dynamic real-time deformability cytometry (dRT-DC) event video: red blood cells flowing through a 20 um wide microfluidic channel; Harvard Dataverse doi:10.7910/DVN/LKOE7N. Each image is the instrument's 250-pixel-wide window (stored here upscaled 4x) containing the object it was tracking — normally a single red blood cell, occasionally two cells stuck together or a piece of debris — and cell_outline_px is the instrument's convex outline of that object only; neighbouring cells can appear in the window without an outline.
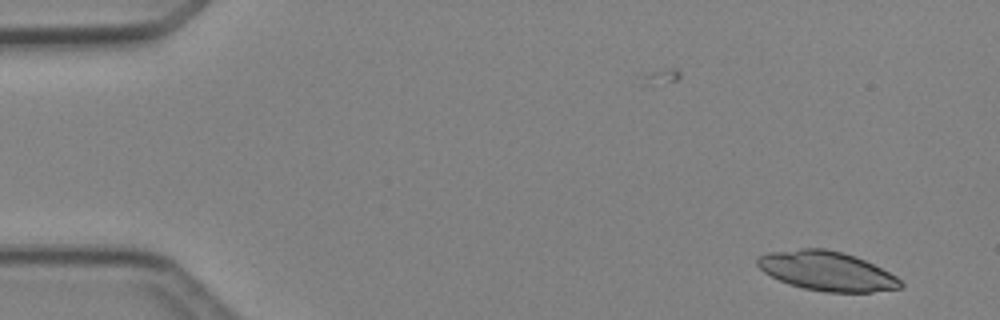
{"species": "Egyptian fruit bat (a non-hibernating species)", "species_latin": "Rousettus aegyptiacus", "temperature_condition": "cold", "stored_images_in_passage": 2, "camera_frame_rate_fps": 3000, "um_per_image_px": 0.085, "animal": {"sex": "female"}, "frame": {"image": 1, "passage_image": 2, "time_ms": 1.333, "image_size_px": [1000, 320], "cell_outline_px": [[904, 284], [900, 288], [872, 292], [824, 292], [804, 288], [788, 284], [764, 272], [756, 264], [756, 260], [760, 256], [768, 252], [804, 248], [824, 248], [840, 252], [864, 260], [896, 276]], "centroid_in_image_um": [70.26, 23.04], "position_along_channel_um": 14.7, "area_um2": 32.43}}